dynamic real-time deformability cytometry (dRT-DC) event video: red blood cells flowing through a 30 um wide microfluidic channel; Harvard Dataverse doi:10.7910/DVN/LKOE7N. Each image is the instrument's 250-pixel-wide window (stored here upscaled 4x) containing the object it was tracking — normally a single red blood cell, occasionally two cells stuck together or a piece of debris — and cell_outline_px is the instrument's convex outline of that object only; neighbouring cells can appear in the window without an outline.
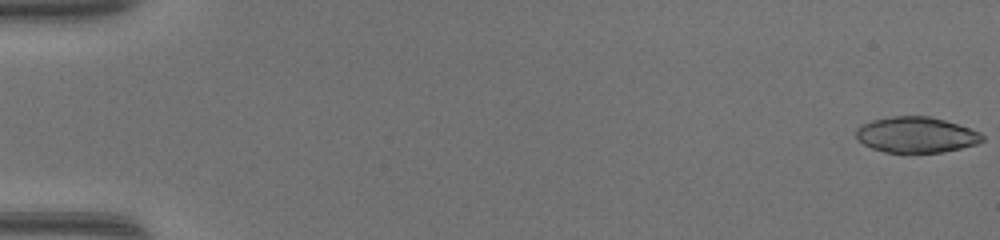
{"species": "common noctule bat (a hibernating species)", "species_latin": "Nyctalus noctula", "temperature_condition": "warm", "stored_images_in_passage": 48, "camera_frame_rate_fps": 3000, "um_per_image_px": 0.085, "animal": {"sex": "female", "body_mass_g": 17.0, "forearm_length_mm": 48.0}, "frame": {"image": 1, "passage_image": 1, "time_ms": 0.0, "image_size_px": [1000, 240], "cell_outline_px": [[984, 140], [976, 144], [944, 152], [884, 152], [872, 148], [864, 144], [856, 136], [856, 128], [860, 124], [872, 120], [892, 116], [928, 116], [944, 120], [980, 132], [984, 136]], "centroid_in_image_um": [77.86, 11.45], "position_along_channel_um": 7.1, "area_um2": 26.13}}
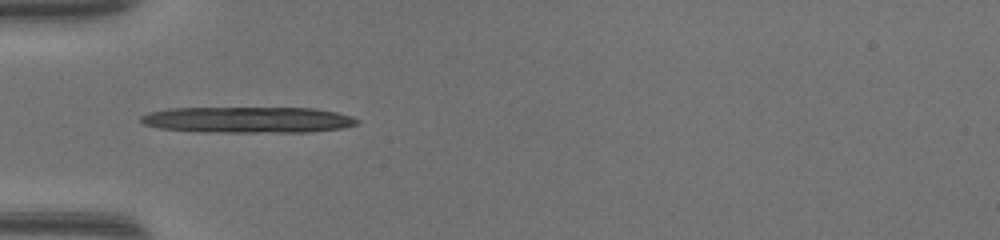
{"frame": {"image": 2, "passage_image": 17, "time_ms": 5.333, "image_size_px": [1000, 240], "cell_outline_px": [[360, 124], [344, 128], [308, 132], [204, 132], [160, 128], [144, 124], [140, 120], [140, 116], [148, 112], [168, 108], [312, 108], [336, 112], [352, 116], [360, 120]], "centroid_in_image_um": [21.11, 10.18], "position_along_channel_um": 63.9, "area_um2": 33.06}}